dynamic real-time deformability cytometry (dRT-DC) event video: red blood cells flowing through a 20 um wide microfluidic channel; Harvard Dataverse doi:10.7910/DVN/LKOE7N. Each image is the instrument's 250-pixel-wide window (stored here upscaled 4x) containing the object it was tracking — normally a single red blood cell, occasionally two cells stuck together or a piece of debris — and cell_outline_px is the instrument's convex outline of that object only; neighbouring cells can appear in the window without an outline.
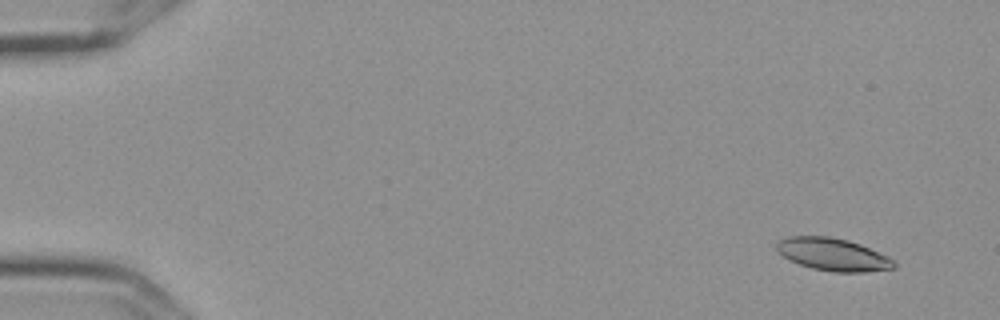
{"species": "Egyptian fruit bat (a non-hibernating species)", "species_latin": "Rousettus aegyptiacus", "temperature_condition": "cold", "stored_images_in_passage": 4, "camera_frame_rate_fps": 3000, "um_per_image_px": 0.085, "frame": {"image": 1, "passage_image": 1, "time_ms": 0.0, "image_size_px": [1000, 320], "cell_outline_px": [[896, 268], [864, 272], [832, 272], [812, 268], [800, 264], [784, 256], [776, 248], [776, 240], [788, 236], [828, 236], [848, 240], [860, 244], [888, 256], [896, 264]], "centroid_in_image_um": [70.8, 21.62], "position_along_channel_um": 14.2, "area_um2": 22.2}}
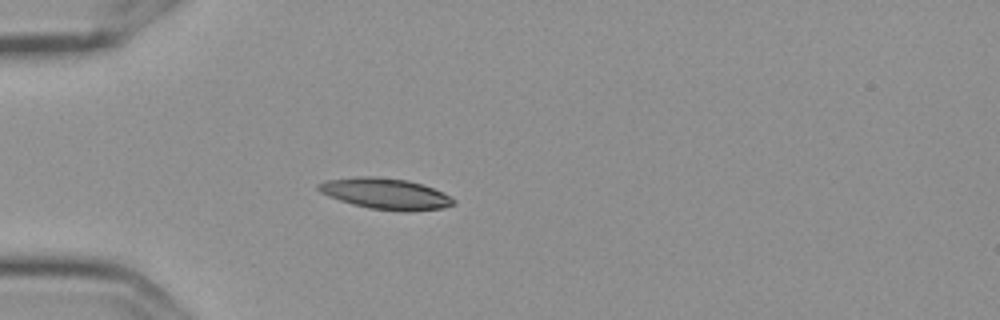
{"frame": {"image": 2, "passage_image": 4, "time_ms": 1.0, "image_size_px": [1000, 320], "cell_outline_px": [[456, 204], [444, 208], [400, 212], [368, 208], [352, 204], [328, 196], [320, 192], [316, 188], [316, 184], [324, 180], [360, 176], [376, 176], [408, 180], [444, 192], [456, 200]], "centroid_in_image_um": [32.76, 16.47], "position_along_channel_um": 52.2, "area_um2": 24.68}}